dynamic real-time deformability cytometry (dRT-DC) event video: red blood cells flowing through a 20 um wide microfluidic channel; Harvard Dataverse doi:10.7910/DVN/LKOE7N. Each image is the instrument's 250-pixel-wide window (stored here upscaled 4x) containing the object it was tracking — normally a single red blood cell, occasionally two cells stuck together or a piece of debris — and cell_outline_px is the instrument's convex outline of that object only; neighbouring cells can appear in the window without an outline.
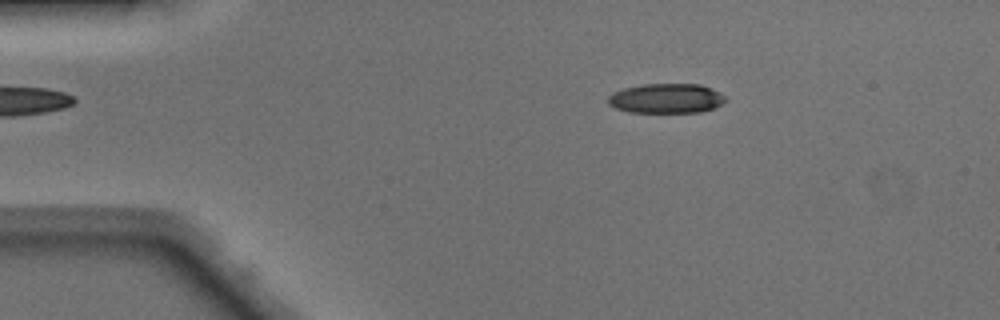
{"species": "Egyptian fruit bat (a non-hibernating species)", "species_latin": "Rousettus aegyptiacus", "temperature_condition": "warm", "stored_images_in_passage": 49, "camera_frame_rate_fps": 3000, "um_per_image_px": 0.085, "animal": {"sex": "male"}, "frame": {"image": 1, "passage_image": 9, "time_ms": 2.667, "image_size_px": [1000, 320], "cell_outline_px": [[728, 100], [712, 108], [700, 112], [628, 112], [616, 108], [608, 104], [608, 96], [612, 92], [624, 88], [644, 84], [700, 84], [712, 88], [720, 92]], "centroid_in_image_um": [56.62, 8.36], "position_along_channel_um": 28.4, "area_um2": 20.35}}
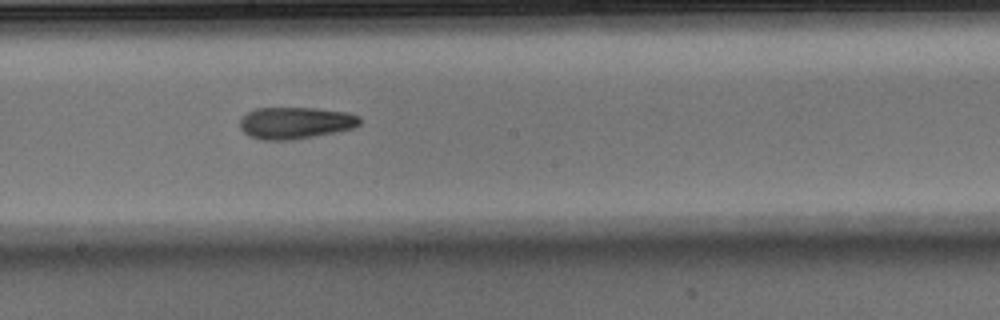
{"frame": {"image": 2, "passage_image": 27, "time_ms": 8.667, "image_size_px": [1000, 320], "cell_outline_px": [[360, 124], [352, 128], [312, 136], [288, 140], [264, 140], [248, 136], [240, 128], [240, 116], [256, 108], [320, 108], [348, 112], [360, 116]], "centroid_in_image_um": [25.08, 10.43], "position_along_channel_um": 223.1, "area_um2": 22.2}}
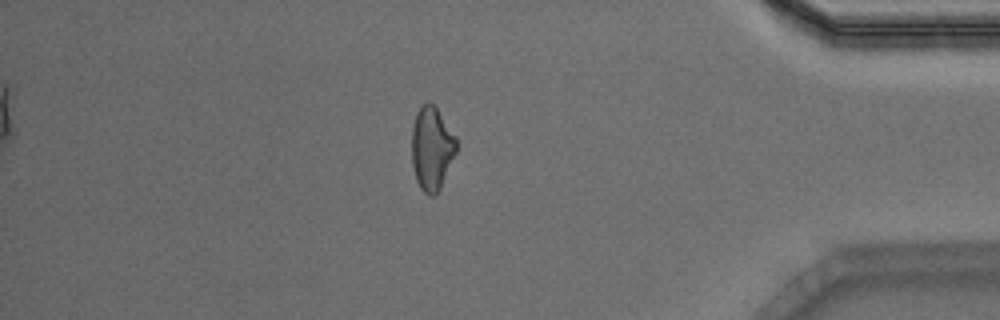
{"frame": {"image": 3, "passage_image": 42, "time_ms": 13.667, "image_size_px": [1000, 320], "cell_outline_px": [[456, 152], [440, 188], [432, 196], [428, 196], [420, 188], [416, 180], [412, 164], [412, 128], [416, 112], [420, 104], [428, 100], [436, 108], [456, 136]], "centroid_in_image_um": [36.68, 12.59], "position_along_channel_um": 398.5, "area_um2": 21.68}, "authors_computed_cell_mechanics": {"area_um2": 21.7328, "velocity_mm_per_s": 4.1874, "shape_relaxation_time_tau1_ms": null, "shape_relaxation_time_tau2_ms": 6.0763, "deformation_change_tau1": null, "deformation_change_tau2": 0.1653}}